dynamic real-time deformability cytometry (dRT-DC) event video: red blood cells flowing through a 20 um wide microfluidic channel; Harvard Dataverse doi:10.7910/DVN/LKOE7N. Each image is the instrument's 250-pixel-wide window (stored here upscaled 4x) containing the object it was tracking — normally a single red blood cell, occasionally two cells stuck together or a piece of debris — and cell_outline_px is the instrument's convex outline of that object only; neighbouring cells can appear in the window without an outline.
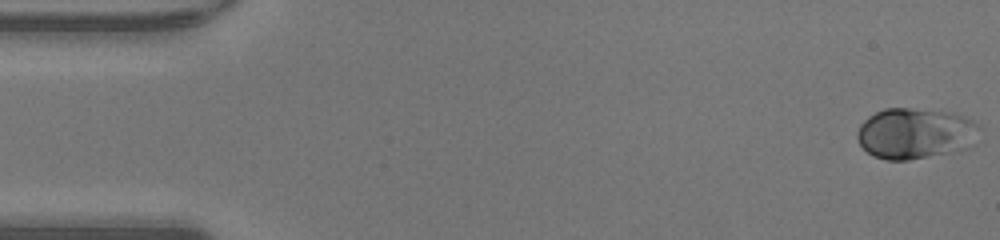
{"species": "human", "species_latin": "Homo sapiens", "temperature_condition": "warm", "stored_images_in_passage": 48, "camera_frame_rate_fps": 3000, "um_per_image_px": 0.085, "donor": {"sex": "male"}, "frame": {"image": 1, "passage_image": 1, "time_ms": 0.0, "image_size_px": [1000, 240], "cell_outline_px": [[976, 144], [972, 148], [956, 152], [908, 160], [888, 160], [872, 156], [860, 144], [856, 136], [860, 124], [868, 116], [884, 108], [908, 108], [936, 112], [960, 116], [972, 120]], "centroid_in_image_um": [77.73, 11.39], "position_along_channel_um": 7.3, "area_um2": 35.66}}
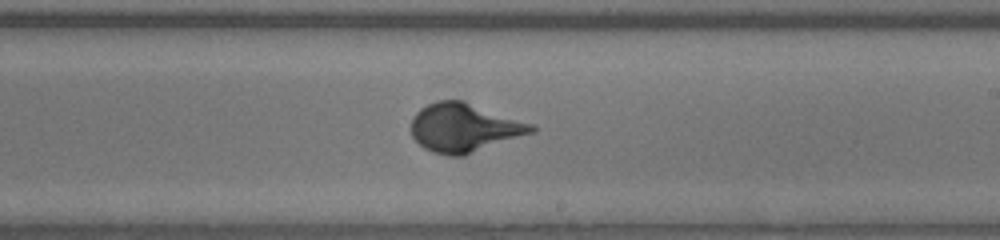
{"frame": {"image": 2, "passage_image": 28, "time_ms": 9.0, "image_size_px": [1000, 240], "cell_outline_px": [[536, 132], [464, 156], [448, 156], [432, 152], [424, 148], [412, 136], [412, 116], [420, 108], [428, 104], [440, 100], [460, 100], [532, 124], [536, 128]], "centroid_in_image_um": [39.45, 10.88], "position_along_channel_um": 249.6, "area_um2": 33.93}}
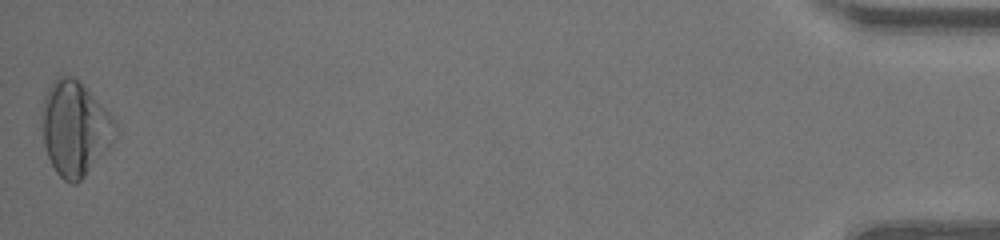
{"frame": {"image": 3, "passage_image": 48, "time_ms": 15.667, "image_size_px": [1000, 240], "cell_outline_px": [[116, 128], [108, 148], [84, 176], [76, 184], [72, 184], [64, 180], [56, 172], [48, 156], [44, 144], [40, 112], [44, 96], [48, 88], [60, 76], [72, 76], [108, 112], [116, 124]], "centroid_in_image_um": [6.31, 10.94], "position_along_channel_um": 428.9, "area_um2": 39.36}}